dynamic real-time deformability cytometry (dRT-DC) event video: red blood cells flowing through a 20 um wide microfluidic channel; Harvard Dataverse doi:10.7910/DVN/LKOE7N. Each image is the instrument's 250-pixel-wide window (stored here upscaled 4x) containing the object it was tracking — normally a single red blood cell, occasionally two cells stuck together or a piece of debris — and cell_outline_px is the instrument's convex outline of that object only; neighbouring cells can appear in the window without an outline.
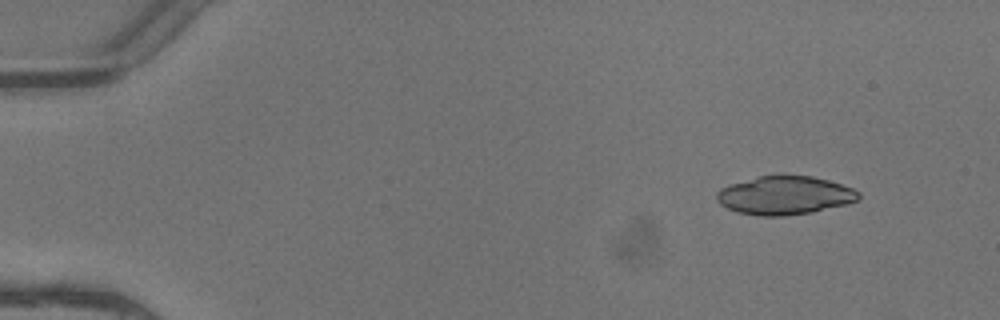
{"species": "common noctule bat (a hibernating species)", "species_latin": "Nyctalus noctula", "temperature_condition": "warm", "stored_images_in_passage": 3, "camera_frame_rate_fps": 3000, "um_per_image_px": 0.085, "animal": {"sex": "female"}, "frame": {"image": 1, "passage_image": 1, "time_ms": 0.0, "image_size_px": [1000, 320], "cell_outline_px": [[860, 200], [812, 212], [784, 216], [756, 216], [736, 212], [720, 204], [716, 200], [716, 192], [720, 188], [728, 184], [760, 176], [780, 172], [784, 172], [812, 176], [828, 180], [852, 188], [860, 192]], "centroid_in_image_um": [66.67, 16.57], "position_along_channel_um": 18.3, "area_um2": 32.6}}